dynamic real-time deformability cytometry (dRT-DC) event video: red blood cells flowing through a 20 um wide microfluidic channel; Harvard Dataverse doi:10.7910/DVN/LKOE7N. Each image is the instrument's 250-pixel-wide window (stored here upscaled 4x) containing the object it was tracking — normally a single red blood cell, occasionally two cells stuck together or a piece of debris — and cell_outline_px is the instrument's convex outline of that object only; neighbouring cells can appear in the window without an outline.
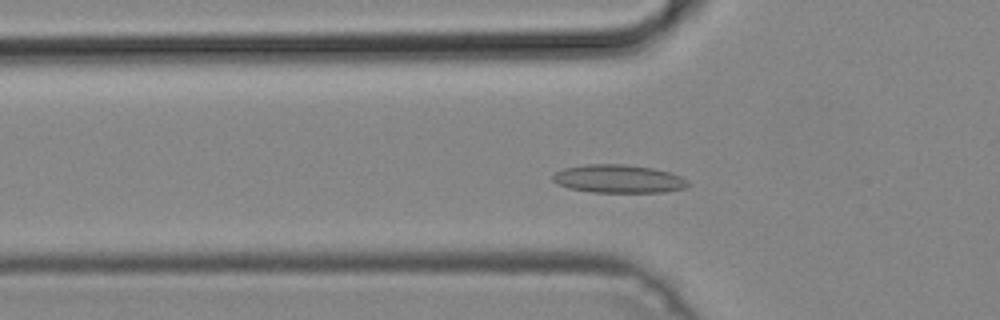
{"species": "common noctule bat (a hibernating species)", "species_latin": "Nyctalus noctula", "temperature_condition": "cold", "stored_images_in_passage": 48, "camera_frame_rate_fps": 3000, "um_per_image_px": 0.085, "animal": {"sex": "male", "body_mass_g": 19.2, "forearm_length_mm": 51.8}, "frame": {"image": 1, "passage_image": 14, "time_ms": 4.333, "image_size_px": [1000, 320], "cell_outline_px": [[692, 184], [688, 188], [664, 192], [592, 192], [568, 188], [556, 184], [552, 180], [552, 176], [556, 172], [564, 168], [584, 164], [624, 164], [652, 168], [668, 172], [680, 176], [688, 180]], "centroid_in_image_um": [52.59, 15.2], "position_along_channel_um": 73.2, "area_um2": 22.43}}
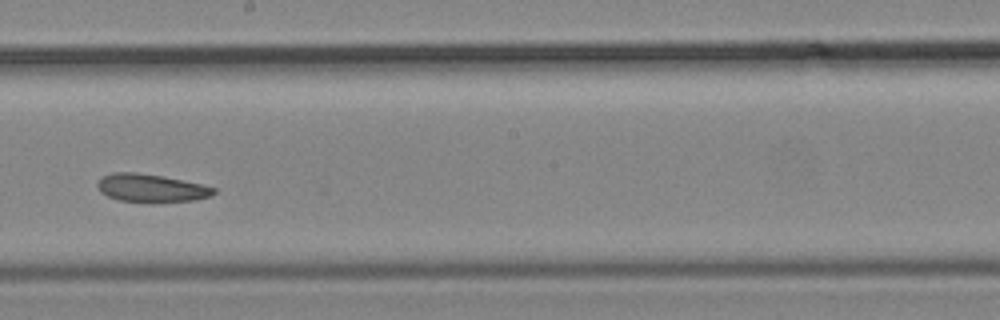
{"frame": {"image": 2, "passage_image": 26, "time_ms": 8.333, "image_size_px": [1000, 320], "cell_outline_px": [[216, 192], [212, 196], [196, 200], [152, 204], [120, 200], [108, 196], [100, 192], [96, 184], [100, 176], [112, 172], [136, 172], [160, 176], [200, 184], [216, 188]], "centroid_in_image_um": [12.82, 16.01], "position_along_channel_um": 235.4, "area_um2": 19.42}}
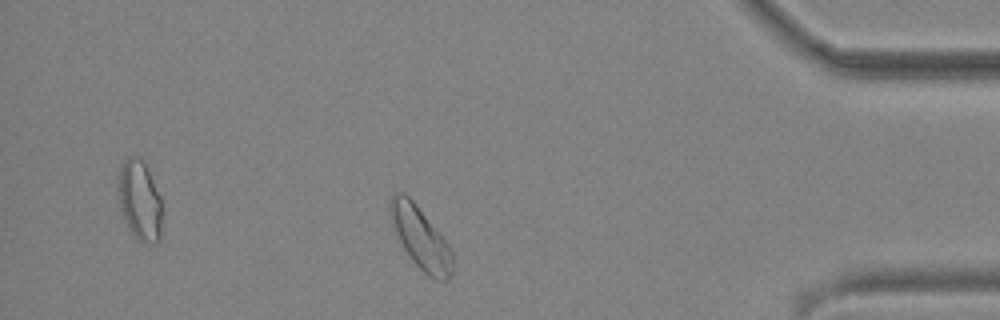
{"frame": {"image": 3, "passage_image": 41, "time_ms": 13.333, "image_size_px": [1000, 320], "cell_outline_px": [[452, 276], [448, 280], [436, 280], [428, 276], [408, 256], [392, 228], [388, 216], [388, 200], [396, 192], [404, 192], [416, 204], [452, 248]], "centroid_in_image_um": [35.7, 20.2], "position_along_channel_um": 399.5, "area_um2": 22.83}}